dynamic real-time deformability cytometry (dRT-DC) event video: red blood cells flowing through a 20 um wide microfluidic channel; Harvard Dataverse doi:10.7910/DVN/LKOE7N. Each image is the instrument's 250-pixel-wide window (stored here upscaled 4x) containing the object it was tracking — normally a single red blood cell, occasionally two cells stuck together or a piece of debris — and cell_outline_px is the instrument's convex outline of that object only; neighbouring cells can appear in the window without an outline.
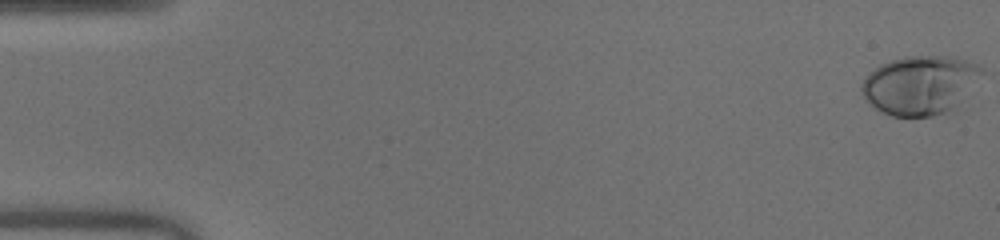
{"species": "human", "species_latin": "Homo sapiens", "temperature_condition": "warm", "stored_images_in_passage": 51, "camera_frame_rate_fps": 3000, "um_per_image_px": 0.085, "donor": {"sex": "male"}, "frame": {"image": 1, "passage_image": 1, "time_ms": 0.0, "image_size_px": [1000, 240], "cell_outline_px": [[984, 68], [956, 112], [932, 116], [892, 116], [876, 108], [864, 96], [860, 88], [860, 84], [864, 76], [868, 72], [880, 64], [904, 56], [952, 56], [976, 64]], "centroid_in_image_um": [78.21, 7.24], "position_along_channel_um": 6.8, "area_um2": 41.56}}
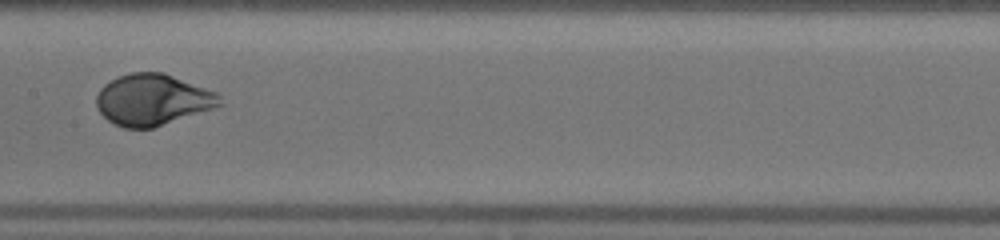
{"frame": {"image": 2, "passage_image": 27, "time_ms": 8.667, "image_size_px": [1000, 240], "cell_outline_px": [[224, 104], [152, 128], [124, 128], [112, 124], [96, 108], [96, 96], [100, 88], [104, 84], [120, 76], [132, 72], [164, 72], [220, 92]], "centroid_in_image_um": [12.99, 8.46], "position_along_channel_um": 194.4, "area_um2": 37.11}}
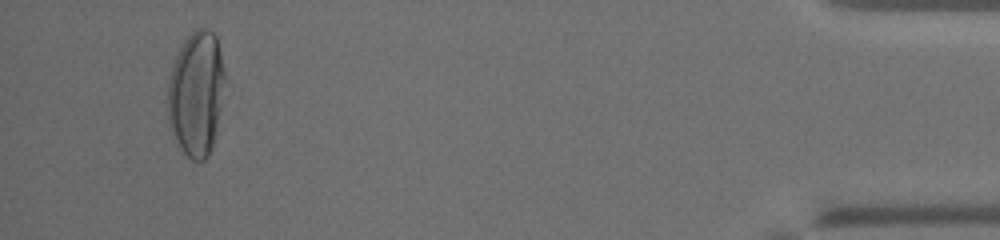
{"frame": {"image": 3, "passage_image": 49, "time_ms": 16.0, "image_size_px": [1000, 240], "cell_outline_px": [[224, 80], [220, 108], [216, 132], [208, 156], [204, 160], [192, 160], [180, 148], [168, 124], [168, 84], [172, 68], [176, 56], [184, 40], [196, 28], [208, 28], [216, 36], [220, 52], [224, 72]], "centroid_in_image_um": [16.67, 7.94], "position_along_channel_um": 418.5, "area_um2": 41.04}, "authors_computed_cell_mechanics": {"area_um2": 38.0324, "velocity_mm_per_s": 4.0341, "shape_relaxation_time_tau1_ms": 3.4431, "shape_relaxation_time_tau2_ms": null, "deformation_change_tau1": 0.219, "deformation_change_tau2": null}}